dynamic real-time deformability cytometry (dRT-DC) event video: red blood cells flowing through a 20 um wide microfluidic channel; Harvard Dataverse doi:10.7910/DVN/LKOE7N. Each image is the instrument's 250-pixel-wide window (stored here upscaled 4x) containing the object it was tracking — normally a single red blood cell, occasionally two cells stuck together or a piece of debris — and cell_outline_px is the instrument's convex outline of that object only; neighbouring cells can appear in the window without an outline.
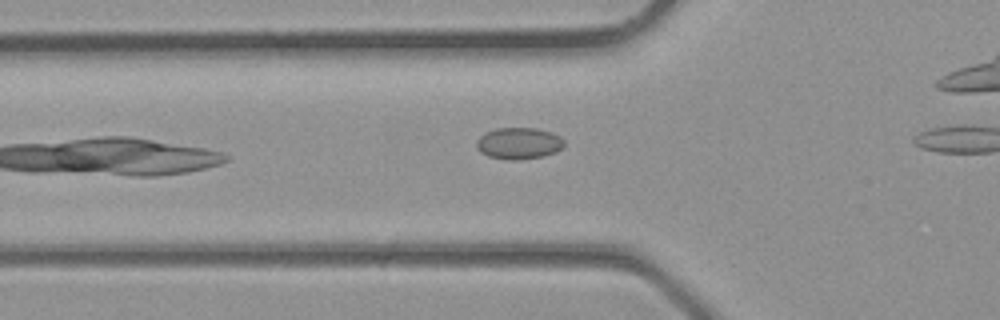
{"species": "common noctule bat (a hibernating species)", "species_latin": "Nyctalus noctula", "temperature_condition": "room temperature", "stored_images_in_passage": 6, "camera_frame_rate_fps": 3000, "um_per_image_px": 0.085, "animal": {"sex": "male", "body_mass_g": 23.1, "forearm_length_mm": 52.7}, "frame": {"image": 1, "passage_image": 4, "time_ms": 1.0, "image_size_px": [1000, 320], "cell_outline_px": [[564, 144], [556, 152], [544, 156], [516, 160], [508, 160], [488, 156], [480, 152], [476, 148], [476, 140], [480, 136], [496, 128], [536, 128], [552, 132], [560, 136], [564, 140]], "centroid_in_image_um": [44.09, 12.18], "position_along_channel_um": 81.7, "area_um2": 16.18}}